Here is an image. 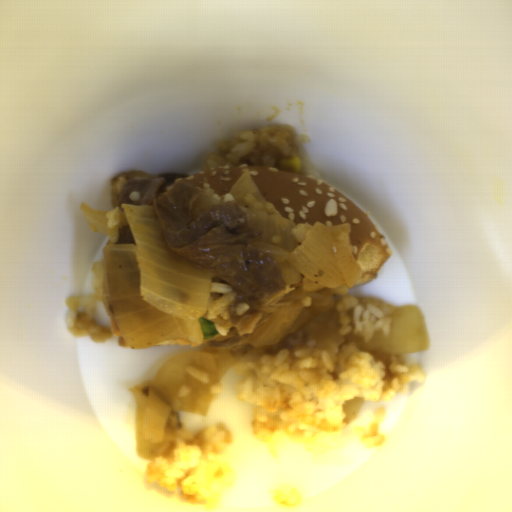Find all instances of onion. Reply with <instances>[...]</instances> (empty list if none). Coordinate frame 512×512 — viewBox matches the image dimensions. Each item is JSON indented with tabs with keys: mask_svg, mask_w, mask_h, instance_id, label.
I'll return each mask as SVG.
<instances>
[{
	"mask_svg": "<svg viewBox=\"0 0 512 512\" xmlns=\"http://www.w3.org/2000/svg\"><path fill=\"white\" fill-rule=\"evenodd\" d=\"M365 403V398L354 397L342 405V412L345 415L343 422L347 425L356 419L361 407Z\"/></svg>",
	"mask_w": 512,
	"mask_h": 512,
	"instance_id": "onion-9",
	"label": "onion"
},
{
	"mask_svg": "<svg viewBox=\"0 0 512 512\" xmlns=\"http://www.w3.org/2000/svg\"><path fill=\"white\" fill-rule=\"evenodd\" d=\"M302 303H290L280 310L260 328L247 336V342L254 346L276 344L287 337L301 317Z\"/></svg>",
	"mask_w": 512,
	"mask_h": 512,
	"instance_id": "onion-5",
	"label": "onion"
},
{
	"mask_svg": "<svg viewBox=\"0 0 512 512\" xmlns=\"http://www.w3.org/2000/svg\"><path fill=\"white\" fill-rule=\"evenodd\" d=\"M134 244L116 243L107 211L79 205L89 230L104 233L101 253L108 299L130 350L178 339L201 344L199 318H208L212 272L171 253L159 233L154 206L121 204Z\"/></svg>",
	"mask_w": 512,
	"mask_h": 512,
	"instance_id": "onion-1",
	"label": "onion"
},
{
	"mask_svg": "<svg viewBox=\"0 0 512 512\" xmlns=\"http://www.w3.org/2000/svg\"><path fill=\"white\" fill-rule=\"evenodd\" d=\"M389 335L385 336L382 329L374 331L370 341L363 335L347 334V339L356 347L367 352H381L392 355L424 352L428 350L430 341L425 319L419 306L405 304L395 307Z\"/></svg>",
	"mask_w": 512,
	"mask_h": 512,
	"instance_id": "onion-4",
	"label": "onion"
},
{
	"mask_svg": "<svg viewBox=\"0 0 512 512\" xmlns=\"http://www.w3.org/2000/svg\"><path fill=\"white\" fill-rule=\"evenodd\" d=\"M229 192L231 193L234 201L238 204H246L244 200L246 195H250V197L253 198L259 205L265 203V199L259 187L249 174L248 170H245L242 175L235 181Z\"/></svg>",
	"mask_w": 512,
	"mask_h": 512,
	"instance_id": "onion-6",
	"label": "onion"
},
{
	"mask_svg": "<svg viewBox=\"0 0 512 512\" xmlns=\"http://www.w3.org/2000/svg\"><path fill=\"white\" fill-rule=\"evenodd\" d=\"M202 195L194 202L192 209L197 215L203 209L212 205L220 204V199L214 195L215 189L213 187L203 188Z\"/></svg>",
	"mask_w": 512,
	"mask_h": 512,
	"instance_id": "onion-8",
	"label": "onion"
},
{
	"mask_svg": "<svg viewBox=\"0 0 512 512\" xmlns=\"http://www.w3.org/2000/svg\"><path fill=\"white\" fill-rule=\"evenodd\" d=\"M249 224L261 230L253 239L258 251L301 272L304 291L340 285L352 288L361 277L350 242L351 224L326 226L315 222L301 243L293 234L296 224L286 218L257 215Z\"/></svg>",
	"mask_w": 512,
	"mask_h": 512,
	"instance_id": "onion-3",
	"label": "onion"
},
{
	"mask_svg": "<svg viewBox=\"0 0 512 512\" xmlns=\"http://www.w3.org/2000/svg\"><path fill=\"white\" fill-rule=\"evenodd\" d=\"M316 347L318 350L333 352L336 346H339L345 339L332 327L321 328L318 332Z\"/></svg>",
	"mask_w": 512,
	"mask_h": 512,
	"instance_id": "onion-7",
	"label": "onion"
},
{
	"mask_svg": "<svg viewBox=\"0 0 512 512\" xmlns=\"http://www.w3.org/2000/svg\"><path fill=\"white\" fill-rule=\"evenodd\" d=\"M232 346H207L194 351H184L166 360L153 378L146 379L128 390L135 395L136 455L141 459L156 460L165 443V427L168 417L179 412H191L200 416L208 414L215 394L212 387L220 383L229 369L235 375H250L247 365L259 361L262 351H250L237 358ZM197 366L208 372L209 384H203L187 371V366ZM181 386L191 391L185 397L178 396Z\"/></svg>",
	"mask_w": 512,
	"mask_h": 512,
	"instance_id": "onion-2",
	"label": "onion"
}]
</instances>
